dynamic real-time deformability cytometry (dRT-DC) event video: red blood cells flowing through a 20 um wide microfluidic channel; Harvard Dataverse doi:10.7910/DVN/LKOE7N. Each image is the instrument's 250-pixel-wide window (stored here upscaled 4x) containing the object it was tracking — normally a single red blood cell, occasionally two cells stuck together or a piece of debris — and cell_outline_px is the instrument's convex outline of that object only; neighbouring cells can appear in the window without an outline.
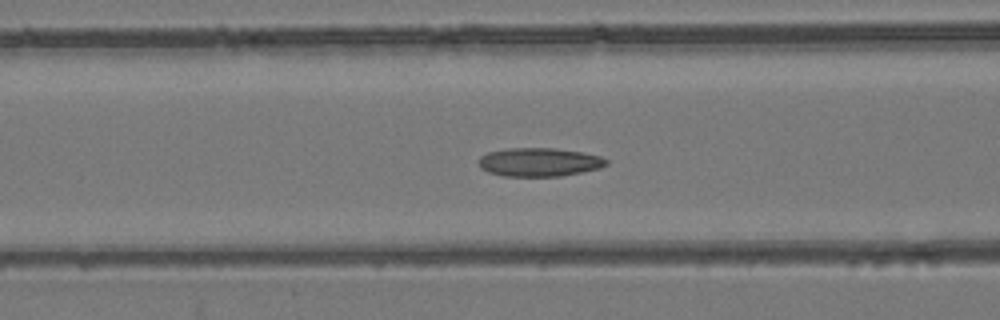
{"species": "common noctule bat (a hibernating species)", "species_latin": "Nyctalus noctula", "temperature_condition": "room temperature", "stored_images_in_passage": 52, "camera_frame_rate_fps": 3000, "um_per_image_px": 0.085, "animal": {"sex": "female", "body_mass_g": 24.6, "forearm_length_mm": 56.2}, "frame": {"image": 1, "passage_image": 21, "time_ms": 6.667, "image_size_px": [1000, 320], "cell_outline_px": [[608, 164], [600, 168], [560, 176], [504, 176], [488, 172], [480, 168], [480, 156], [488, 152], [504, 148], [556, 148], [584, 152], [600, 156], [608, 160]], "centroid_in_image_um": [45.84, 13.77], "position_along_channel_um": 120.8, "area_um2": 21.33}}
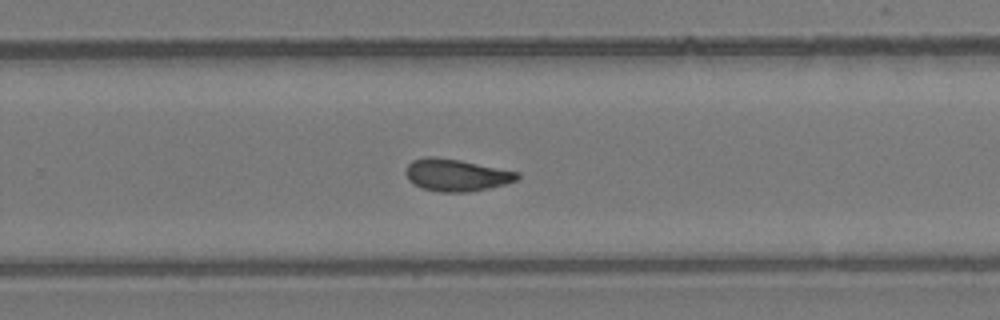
{"frame": {"image": 2, "passage_image": 34, "time_ms": 11.0, "image_size_px": [1000, 320], "cell_outline_px": [[520, 176], [516, 180], [504, 184], [488, 188], [468, 192], [436, 192], [424, 188], [408, 180], [404, 172], [408, 164], [412, 160], [428, 156], [436, 156], [460, 160], [520, 172]], "centroid_in_image_um": [38.77, 14.87], "position_along_channel_um": 291.0, "area_um2": 20.92}}
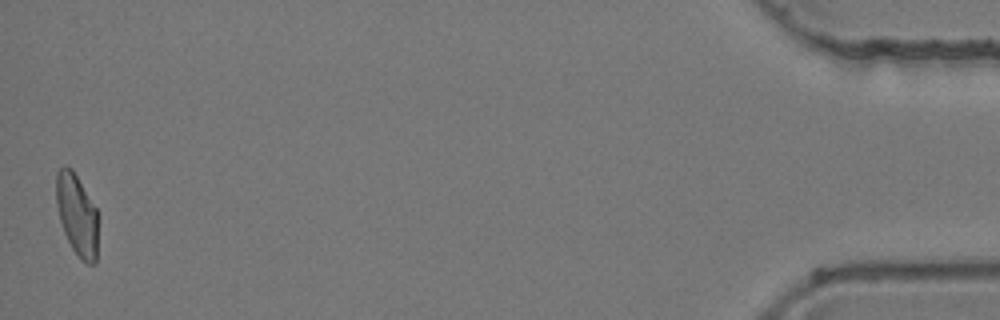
{"frame": {"image": 3, "passage_image": 52, "time_ms": 17.0, "image_size_px": [1000, 320], "cell_outline_px": [[96, 264], [88, 264], [72, 248], [64, 232], [60, 220], [56, 204], [56, 172], [64, 164], [72, 168], [96, 208]], "centroid_in_image_um": [6.51, 18.19], "position_along_channel_um": 428.7, "area_um2": 19.48}, "authors_computed_cell_mechanics": {"area_um2": 21.0103, "velocity_mm_per_s": 3.9389, "shape_relaxation_time_tau1_ms": null, "shape_relaxation_time_tau2_ms": 3.9342, "deformation_change_tau1": null, "deformation_change_tau2": 0.0934}}